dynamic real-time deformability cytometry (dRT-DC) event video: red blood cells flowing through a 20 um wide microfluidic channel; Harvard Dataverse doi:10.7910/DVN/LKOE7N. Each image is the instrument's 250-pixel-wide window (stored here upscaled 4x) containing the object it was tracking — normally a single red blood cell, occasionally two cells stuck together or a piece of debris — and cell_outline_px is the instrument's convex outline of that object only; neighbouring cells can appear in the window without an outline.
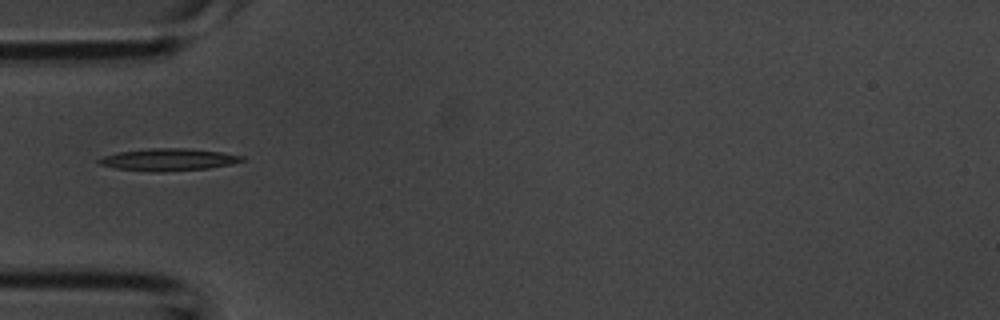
{"species": "common noctule bat (a hibernating species)", "species_latin": "Nyctalus noctula", "temperature_condition": "room temperature", "stored_images_in_passage": 30, "camera_frame_rate_fps": 3000, "um_per_image_px": 0.085, "animal": {"sex": "male", "body_mass_g": 20.1, "forearm_length_mm": 53.5}, "frame": {"image": 1, "passage_image": 1, "time_ms": 0.0, "image_size_px": [1000, 320], "cell_outline_px": [[244, 160], [232, 164], [208, 168], [160, 172], [156, 172], [116, 168], [100, 164], [96, 160], [100, 156], [116, 152], [152, 148], [184, 148], [220, 152], [244, 156]], "centroid_in_image_um": [14.27, 13.56], "position_along_channel_um": 70.7, "area_um2": 18.44}}
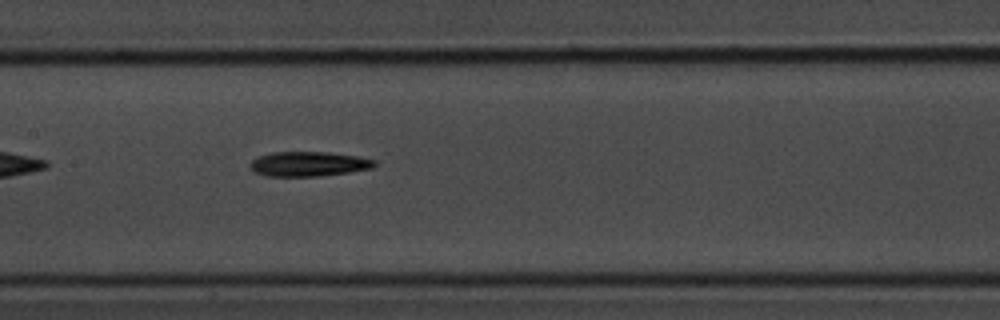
{"frame": {"image": 2, "passage_image": 8, "time_ms": 2.333, "image_size_px": [1000, 320], "cell_outline_px": [[376, 164], [372, 168], [348, 172], [320, 176], [264, 176], [256, 172], [248, 164], [256, 156], [272, 152], [328, 152], [356, 156], [376, 160]], "centroid_in_image_um": [26.2, 13.93], "position_along_channel_um": 181.2, "area_um2": 17.92}}
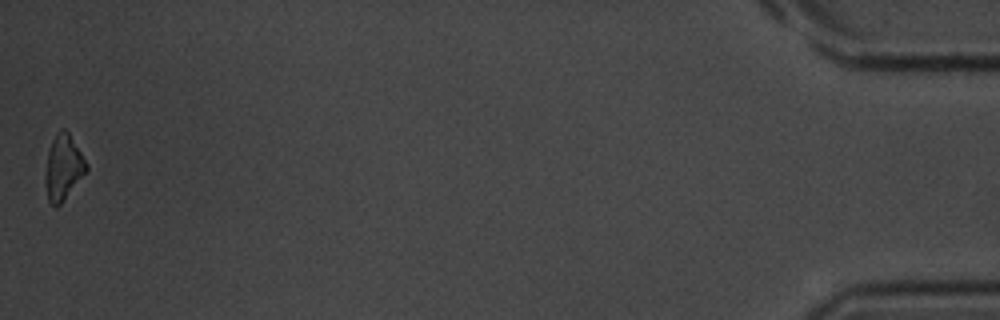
{"frame": {"image": 3, "passage_image": 30, "time_ms": 9.667, "image_size_px": [1000, 320], "cell_outline_px": [[88, 168], [60, 204], [56, 208], [48, 200], [44, 180], [48, 152], [52, 140], [56, 132], [60, 128], [64, 128], [68, 132], [88, 164]], "centroid_in_image_um": [5.35, 14.21], "position_along_channel_um": 429.8, "area_um2": 15.32}}